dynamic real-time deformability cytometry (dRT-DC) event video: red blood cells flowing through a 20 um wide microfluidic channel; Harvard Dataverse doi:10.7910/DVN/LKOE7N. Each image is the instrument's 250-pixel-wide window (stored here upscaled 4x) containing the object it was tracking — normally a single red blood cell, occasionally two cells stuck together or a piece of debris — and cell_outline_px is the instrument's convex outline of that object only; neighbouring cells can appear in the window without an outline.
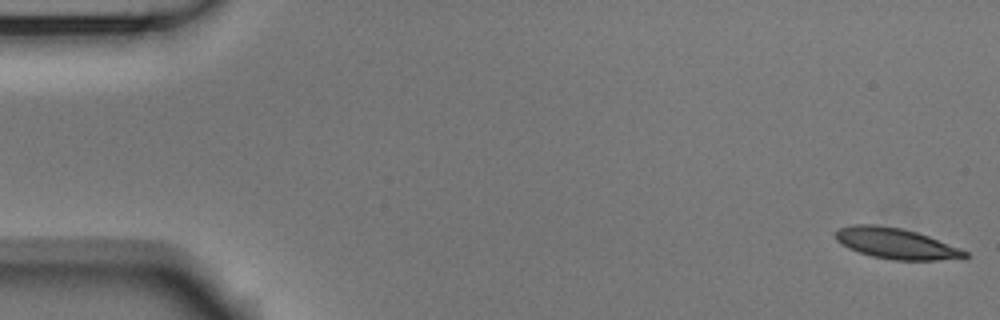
{"species": "Egyptian fruit bat (a non-hibernating species)", "species_latin": "Rousettus aegyptiacus", "temperature_condition": "room temperature", "stored_images_in_passage": 53, "camera_frame_rate_fps": 3000, "um_per_image_px": 0.085, "animal": {"sex": "male"}, "frame": {"image": 1, "passage_image": 1, "time_ms": 0.0, "image_size_px": [1000, 320], "cell_outline_px": [[968, 256], [964, 260], [892, 260], [872, 256], [848, 248], [840, 244], [836, 240], [836, 232], [840, 228], [852, 224], [876, 224], [900, 228], [916, 232], [928, 236], [960, 248], [968, 252]], "centroid_in_image_um": [76.2, 20.71], "position_along_channel_um": 8.8, "area_um2": 23.35}}
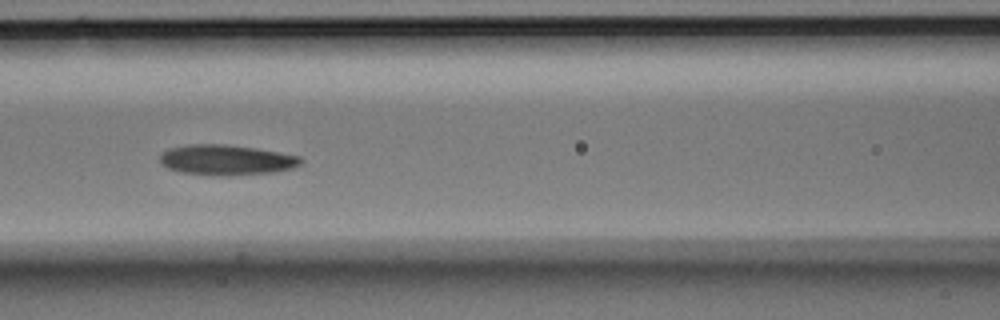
{"frame": {"image": 2, "passage_image": 23, "time_ms": 7.333, "image_size_px": [1000, 320], "cell_outline_px": [[304, 160], [300, 164], [292, 168], [272, 172], [216, 176], [180, 172], [168, 168], [160, 164], [160, 152], [168, 148], [188, 144], [224, 144], [256, 148], [280, 152], [300, 156]], "centroid_in_image_um": [19.2, 13.58], "position_along_channel_um": 147.4, "area_um2": 25.03}}
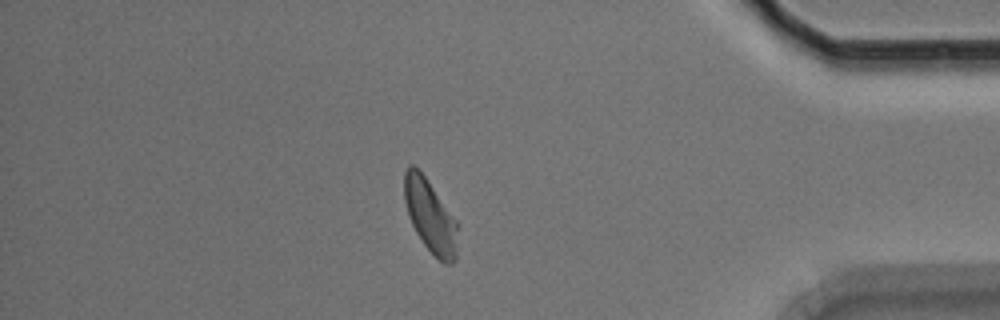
{"frame": {"image": 3, "passage_image": 46, "time_ms": 15.0, "image_size_px": [1000, 320], "cell_outline_px": [[456, 260], [452, 264], [444, 264], [424, 244], [416, 232], [408, 216], [404, 200], [404, 172], [408, 164], [412, 164], [424, 176], [456, 220]], "centroid_in_image_um": [36.54, 18.36], "position_along_channel_um": 398.7, "area_um2": 22.14}, "authors_computed_cell_mechanics": {"area_um2": 23.9292, "velocity_mm_per_s": 3.7377, "shape_relaxation_time_tau1_ms": 4.4876, "shape_relaxation_time_tau2_ms": 4.8888, "deformation_change_tau1": 0.1308, "deformation_change_tau2": 0.1321}}